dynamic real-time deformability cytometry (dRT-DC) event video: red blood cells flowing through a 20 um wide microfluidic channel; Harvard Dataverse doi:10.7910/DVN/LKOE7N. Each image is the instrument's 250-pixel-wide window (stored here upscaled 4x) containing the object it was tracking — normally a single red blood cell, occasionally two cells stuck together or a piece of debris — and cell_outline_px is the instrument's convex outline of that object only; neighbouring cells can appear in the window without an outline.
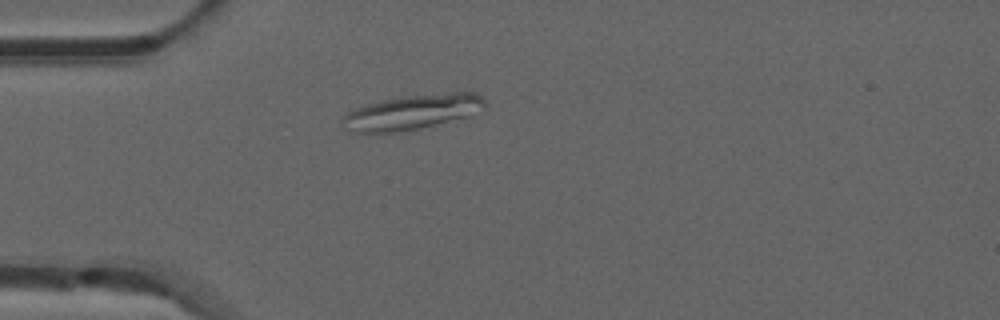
{"species": "common noctule bat (a hibernating species)", "species_latin": "Nyctalus noctula", "temperature_condition": "room temperature", "stored_images_in_passage": 40, "camera_frame_rate_fps": 3000, "um_per_image_px": 0.085, "animal": {"sex": "male", "forearm_length_mm": 52.5}, "frame": {"image": 1, "passage_image": 1, "time_ms": 0.0, "image_size_px": [1000, 320], "cell_outline_px": [[488, 104], [484, 108], [468, 116], [420, 128], [396, 132], [360, 132], [348, 128], [340, 120], [348, 112], [364, 104], [384, 100], [408, 96], [452, 92], [476, 92], [484, 96]], "centroid_in_image_um": [35.13, 9.5], "position_along_channel_um": 49.9, "area_um2": 28.55}}